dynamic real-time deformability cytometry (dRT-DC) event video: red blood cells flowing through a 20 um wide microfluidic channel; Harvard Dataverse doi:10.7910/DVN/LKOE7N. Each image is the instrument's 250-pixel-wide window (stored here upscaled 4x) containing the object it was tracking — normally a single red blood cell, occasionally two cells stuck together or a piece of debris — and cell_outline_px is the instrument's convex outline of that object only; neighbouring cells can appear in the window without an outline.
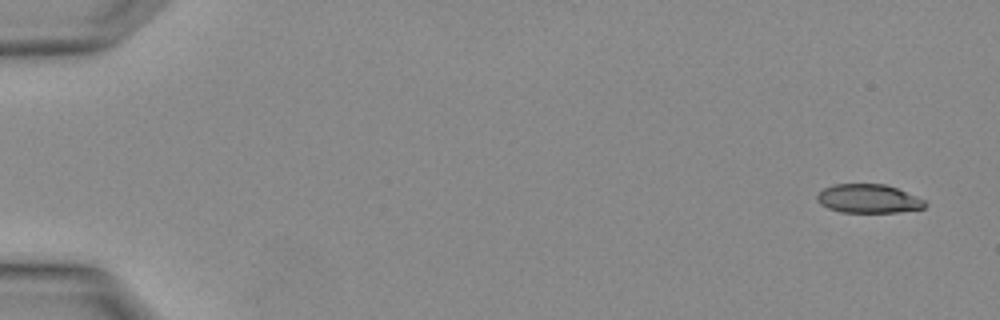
{"species": "Egyptian fruit bat (a non-hibernating species)", "species_latin": "Rousettus aegyptiacus", "temperature_condition": "warm", "stored_images_in_passage": 4, "camera_frame_rate_fps": 3000, "um_per_image_px": 0.085, "animal": {"sex": "female"}, "frame": {"image": 1, "passage_image": 1, "time_ms": 0.0, "image_size_px": [1000, 320], "cell_outline_px": [[928, 204], [924, 208], [896, 212], [840, 212], [828, 208], [820, 204], [816, 200], [816, 196], [824, 188], [832, 184], [884, 184], [896, 188], [916, 196], [924, 200]], "centroid_in_image_um": [73.79, 16.89], "position_along_channel_um": 11.2, "area_um2": 18.03}}
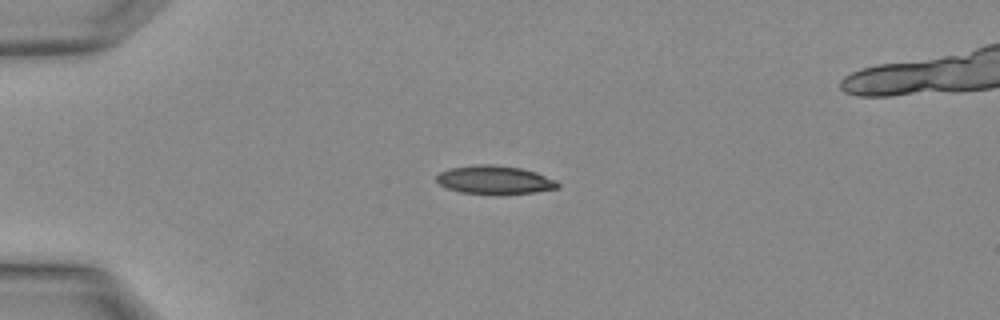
{"frame": {"image": 2, "passage_image": 3, "time_ms": 0.667, "image_size_px": [1000, 320], "cell_outline_px": [[560, 188], [536, 192], [460, 192], [448, 188], [440, 184], [436, 180], [436, 176], [440, 172], [448, 168], [476, 164], [492, 164], [520, 168], [536, 172], [556, 180], [560, 184]], "centroid_in_image_um": [42.05, 15.25], "position_along_channel_um": 43.0, "area_um2": 19.54}}